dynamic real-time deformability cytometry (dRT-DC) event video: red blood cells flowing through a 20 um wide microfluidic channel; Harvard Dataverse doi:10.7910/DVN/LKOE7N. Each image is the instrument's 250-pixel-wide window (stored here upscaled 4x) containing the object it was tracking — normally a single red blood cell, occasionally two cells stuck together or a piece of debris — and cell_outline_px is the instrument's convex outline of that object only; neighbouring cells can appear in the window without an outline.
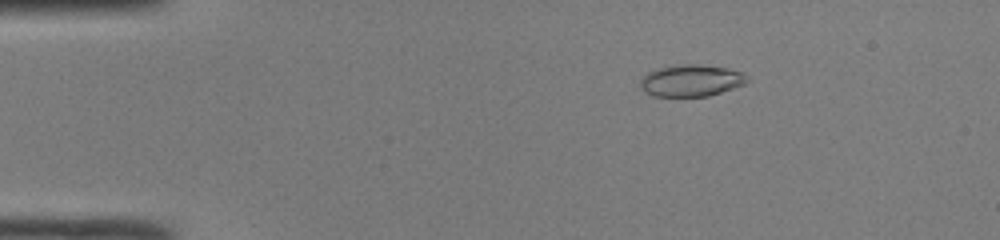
{"species": "common noctule bat (a hibernating species)", "species_latin": "Nyctalus noctula", "temperature_condition": "room temperature", "stored_images_in_passage": 49, "camera_frame_rate_fps": 3000, "um_per_image_px": 0.085, "animal": {"sex": "male", "body_mass_g": 19.0, "forearm_length_mm": 50.8}, "frame": {"image": 1, "passage_image": 9, "time_ms": 2.667, "image_size_px": [1000, 240], "cell_outline_px": [[752, 80], [744, 84], [708, 96], [652, 96], [644, 92], [640, 88], [640, 80], [648, 72], [660, 68], [684, 64], [692, 64], [728, 68], [744, 72]], "centroid_in_image_um": [58.77, 6.85], "position_along_channel_um": 26.2, "area_um2": 19.77}}
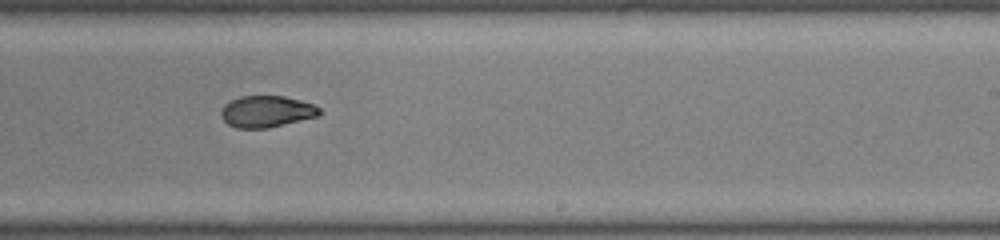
{"frame": {"image": 2, "passage_image": 31, "time_ms": 10.0, "image_size_px": [1000, 240], "cell_outline_px": [[320, 116], [268, 128], [236, 128], [228, 124], [224, 120], [220, 112], [224, 104], [240, 96], [284, 96], [300, 100], [312, 104], [320, 108]], "centroid_in_image_um": [22.66, 9.48], "position_along_channel_um": 266.3, "area_um2": 18.09}}
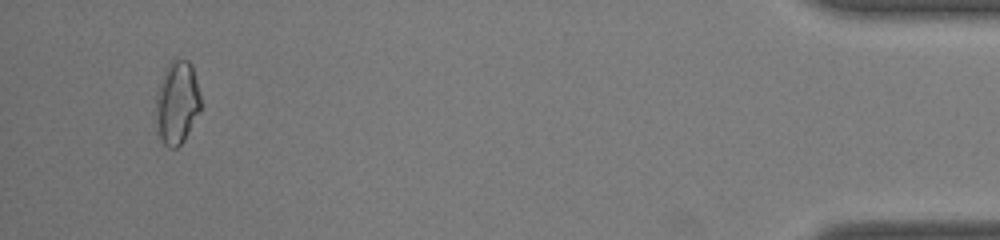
{"frame": {"image": 3, "passage_image": 47, "time_ms": 15.333, "image_size_px": [1000, 240], "cell_outline_px": [[200, 112], [184, 140], [176, 148], [168, 148], [164, 144], [156, 132], [156, 96], [160, 80], [168, 64], [176, 56], [188, 60], [192, 64], [200, 92]], "centroid_in_image_um": [15.04, 8.7], "position_along_channel_um": 420.2, "area_um2": 22.14}, "authors_computed_cell_mechanics": {"area_um2": 19.7676, "velocity_mm_per_s": 4.2414, "shape_relaxation_time_tau1_ms": null, "shape_relaxation_time_tau2_ms": 2.9102, "deformation_change_tau1": null, "deformation_change_tau2": 0.0605}}